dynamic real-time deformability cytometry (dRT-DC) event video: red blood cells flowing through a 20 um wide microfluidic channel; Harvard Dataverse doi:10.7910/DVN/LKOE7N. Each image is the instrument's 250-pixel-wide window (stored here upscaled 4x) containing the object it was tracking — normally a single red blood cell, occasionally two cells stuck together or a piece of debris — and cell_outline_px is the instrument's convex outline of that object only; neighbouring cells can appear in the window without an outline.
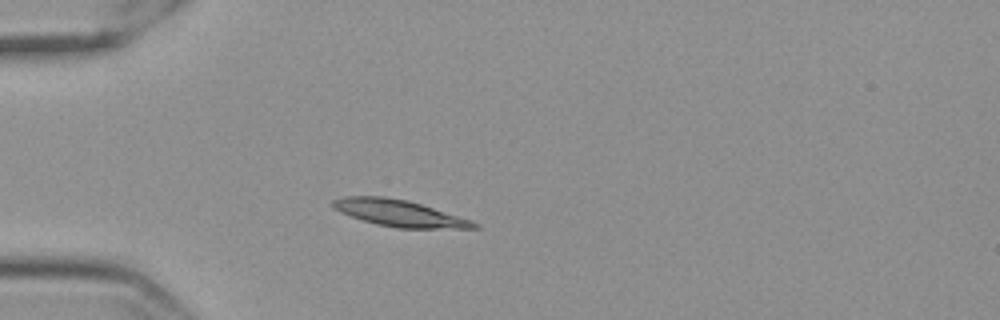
{"species": "Egyptian fruit bat (a non-hibernating species)", "species_latin": "Rousettus aegyptiacus", "temperature_condition": "cold", "stored_images_in_passage": 43, "camera_frame_rate_fps": 3000, "um_per_image_px": 0.085, "frame": {"image": 1, "passage_image": 1, "time_ms": 0.0, "image_size_px": [1000, 320], "cell_outline_px": [[480, 228], [396, 228], [376, 224], [340, 212], [332, 208], [332, 200], [344, 196], [380, 196], [404, 200], [420, 204], [472, 220], [480, 224]], "centroid_in_image_um": [33.93, 18.12], "position_along_channel_um": 51.1, "area_um2": 21.56}}
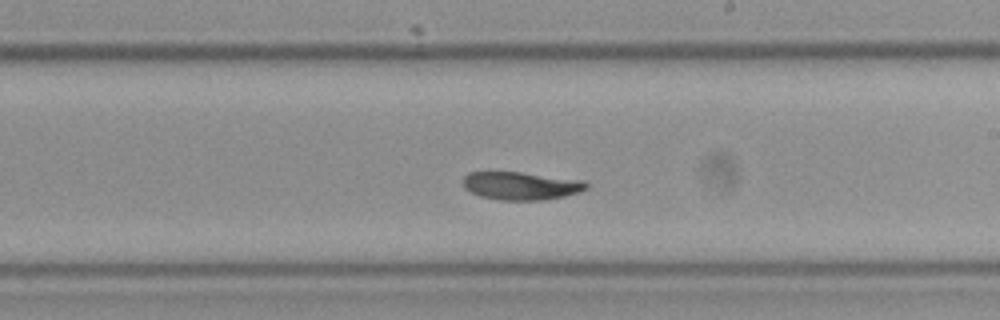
{"frame": {"image": 2, "passage_image": 19, "time_ms": 6.0, "image_size_px": [1000, 320], "cell_outline_px": [[588, 188], [580, 192], [564, 196], [544, 200], [500, 200], [480, 196], [464, 188], [464, 176], [468, 172], [520, 172], [584, 180], [588, 184]], "centroid_in_image_um": [44.31, 15.79], "position_along_channel_um": 244.7, "area_um2": 20.11}}
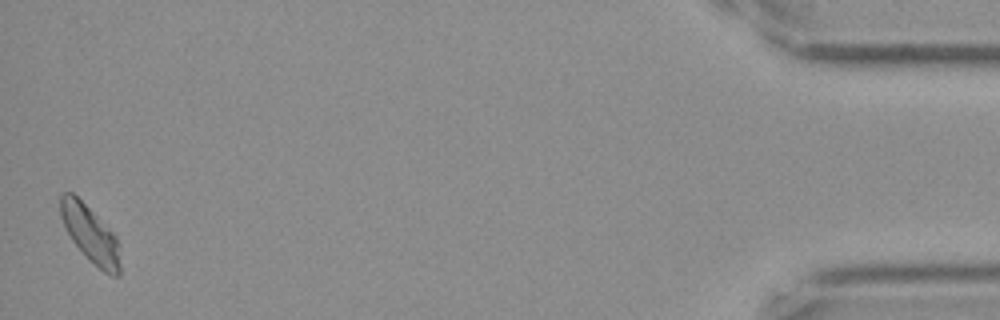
{"frame": {"image": 3, "passage_image": 42, "time_ms": 13.667, "image_size_px": [1000, 320], "cell_outline_px": [[120, 272], [116, 276], [112, 276], [104, 272], [72, 240], [60, 216], [60, 196], [64, 192], [72, 192], [116, 236], [120, 244]], "centroid_in_image_um": [7.7, 19.89], "position_along_channel_um": 427.5, "area_um2": 19.02}, "authors_computed_cell_mechanics": {"area_um2": 20.23, "velocity_mm_per_s": 3.4872, "shape_relaxation_time_tau1_ms": null, "shape_relaxation_time_tau2_ms": 7.4804, "deformation_change_tau1": null, "deformation_change_tau2": 0.0844}}